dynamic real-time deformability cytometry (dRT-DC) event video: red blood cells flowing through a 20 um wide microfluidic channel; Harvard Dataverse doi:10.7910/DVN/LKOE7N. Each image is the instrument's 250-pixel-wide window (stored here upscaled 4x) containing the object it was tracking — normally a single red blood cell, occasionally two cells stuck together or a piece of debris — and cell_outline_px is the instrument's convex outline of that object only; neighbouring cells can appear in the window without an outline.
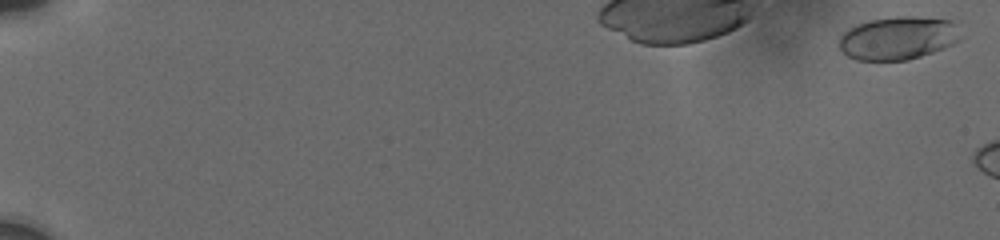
{"species": "human", "species_latin": "Homo sapiens", "temperature_condition": "cold", "stored_images_in_passage": 5, "camera_frame_rate_fps": 3000, "um_per_image_px": 0.085, "donor": {"sex": "male"}, "frame": {"image": 1, "passage_image": 1, "time_ms": 0.0, "image_size_px": [1000, 240], "cell_outline_px": [[960, 40], [944, 48], [908, 60], [856, 60], [848, 56], [840, 48], [840, 36], [848, 28], [856, 24], [872, 20], [896, 16], [912, 16], [952, 20]], "centroid_in_image_um": [76.3, 3.23], "position_along_channel_um": 8.7, "area_um2": 30.23}}